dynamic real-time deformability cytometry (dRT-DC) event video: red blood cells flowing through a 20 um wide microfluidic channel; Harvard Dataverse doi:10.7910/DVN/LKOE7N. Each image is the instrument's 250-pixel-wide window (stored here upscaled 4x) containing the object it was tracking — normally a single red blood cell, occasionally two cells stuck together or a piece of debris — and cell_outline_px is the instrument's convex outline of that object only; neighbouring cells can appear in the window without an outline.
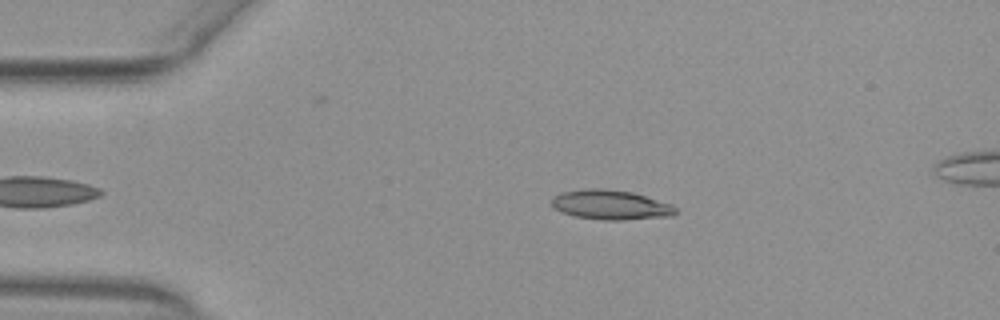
{"species": "common noctule bat (a hibernating species)", "species_latin": "Nyctalus noctula", "temperature_condition": "warm", "stored_images_in_passage": 39, "camera_frame_rate_fps": 3000, "um_per_image_px": 0.085, "animal": {"sex": "female", "body_mass_g": 29.2, "forearm_length_mm": 56.3}, "frame": {"image": 1, "passage_image": 3, "time_ms": 0.667, "image_size_px": [1000, 320], "cell_outline_px": [[676, 212], [672, 216], [624, 220], [604, 220], [576, 216], [560, 212], [552, 208], [552, 196], [564, 192], [588, 188], [604, 188], [632, 192], [672, 204], [676, 208]], "centroid_in_image_um": [51.9, 17.41], "position_along_channel_um": 33.1, "area_um2": 21.44}}
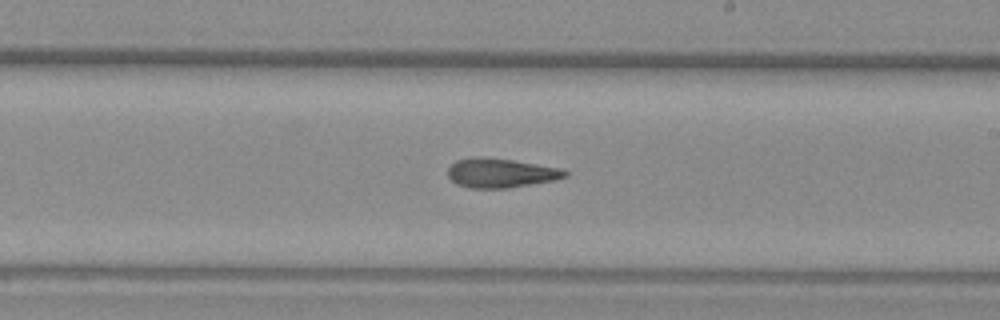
{"frame": {"image": 2, "passage_image": 23, "time_ms": 7.333, "image_size_px": [1000, 320], "cell_outline_px": [[568, 176], [556, 180], [508, 188], [468, 188], [456, 184], [448, 176], [448, 168], [456, 160], [476, 156], [480, 156], [512, 160], [560, 168], [568, 172]], "centroid_in_image_um": [42.55, 14.71], "position_along_channel_um": 246.5, "area_um2": 20.06}}
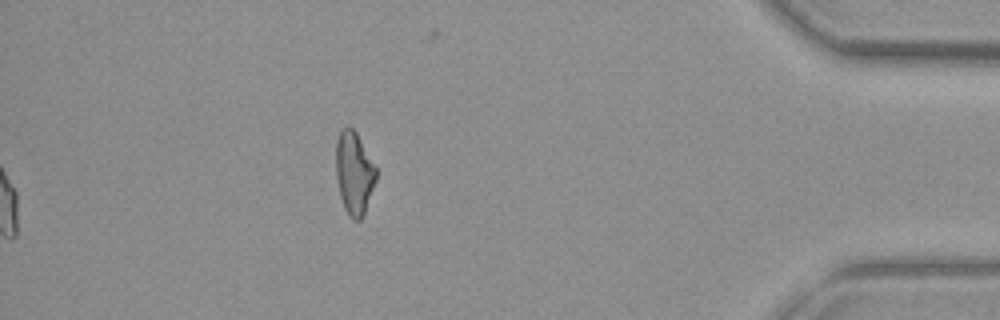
{"frame": {"image": 3, "passage_image": 39, "time_ms": 12.667, "image_size_px": [1000, 320], "cell_outline_px": [[376, 180], [364, 216], [360, 220], [352, 220], [348, 216], [344, 208], [340, 196], [336, 176], [336, 140], [340, 132], [344, 128], [352, 128], [356, 132], [376, 168]], "centroid_in_image_um": [30.1, 14.76], "position_along_channel_um": 405.1, "area_um2": 19.31}, "authors_computed_cell_mechanics": {"area_um2": 20.2878, "velocity_mm_per_s": 3.9064, "shape_relaxation_time_tau1_ms": null, "shape_relaxation_time_tau2_ms": 5.0231, "deformation_change_tau1": null, "deformation_change_tau2": 0.1617}}